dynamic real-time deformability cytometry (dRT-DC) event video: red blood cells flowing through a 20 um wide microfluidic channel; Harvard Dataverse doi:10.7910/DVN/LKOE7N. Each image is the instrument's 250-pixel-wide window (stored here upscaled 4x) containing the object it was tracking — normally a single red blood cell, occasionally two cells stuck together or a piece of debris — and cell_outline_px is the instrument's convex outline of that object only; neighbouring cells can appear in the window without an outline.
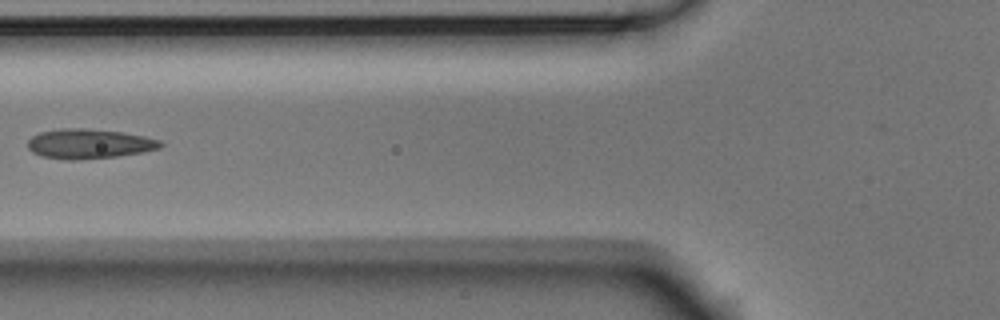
{"species": "Egyptian fruit bat (a non-hibernating species)", "species_latin": "Rousettus aegyptiacus", "temperature_condition": "room temperature", "stored_images_in_passage": 5, "camera_frame_rate_fps": 3000, "um_per_image_px": 0.085, "animal": {"sex": "male"}, "frame": {"image": 1, "passage_image": 4, "time_ms": 1.0, "image_size_px": [1000, 320], "cell_outline_px": [[164, 144], [160, 148], [140, 152], [116, 156], [76, 160], [64, 160], [40, 156], [32, 152], [28, 148], [28, 140], [32, 136], [40, 132], [64, 128], [84, 128], [124, 132], [144, 136], [160, 140]], "centroid_in_image_um": [7.55, 12.22], "position_along_channel_um": 118.3, "area_um2": 23.0}}
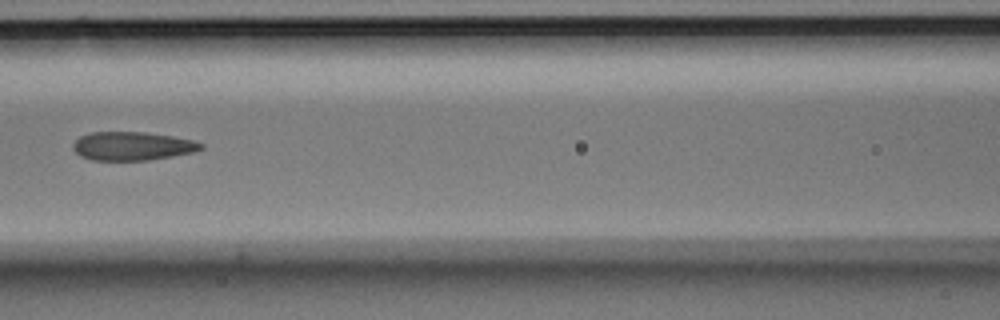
{"frame": {"image": 2, "passage_image": 5, "time_ms": 1.333, "image_size_px": [1000, 320], "cell_outline_px": [[204, 148], [192, 152], [172, 156], [148, 160], [92, 160], [80, 156], [72, 148], [72, 144], [80, 136], [92, 132], [144, 132], [172, 136], [192, 140], [204, 144]], "centroid_in_image_um": [11.23, 12.41], "position_along_channel_um": 155.4, "area_um2": 21.21}}